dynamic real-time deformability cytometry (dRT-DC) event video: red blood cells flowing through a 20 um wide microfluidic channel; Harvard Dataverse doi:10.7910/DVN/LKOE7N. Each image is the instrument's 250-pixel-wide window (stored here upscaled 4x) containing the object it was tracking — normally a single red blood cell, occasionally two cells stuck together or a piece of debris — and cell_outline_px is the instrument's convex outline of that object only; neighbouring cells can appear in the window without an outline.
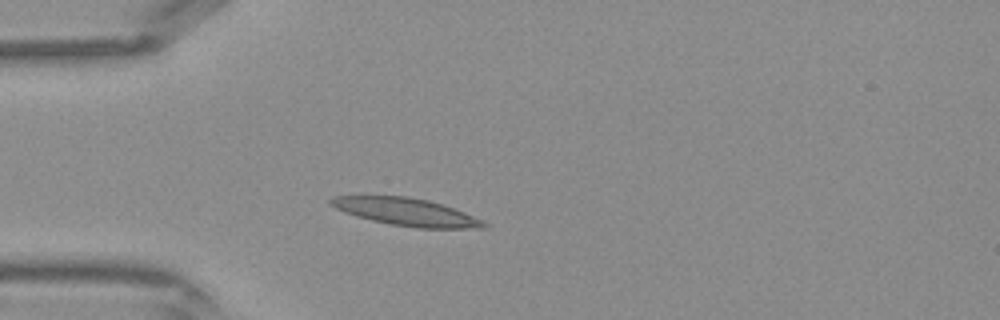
{"species": "Egyptian fruit bat (a non-hibernating species)", "species_latin": "Rousettus aegyptiacus", "temperature_condition": "warm", "stored_images_in_passage": 39, "camera_frame_rate_fps": 3000, "um_per_image_px": 0.085, "frame": {"image": 1, "passage_image": 8, "time_ms": 2.333, "image_size_px": [1000, 320], "cell_outline_px": [[488, 228], [416, 228], [388, 224], [356, 216], [344, 212], [328, 204], [328, 200], [332, 196], [408, 196], [428, 200], [444, 204], [484, 220], [488, 224]], "centroid_in_image_um": [34.55, 18.01], "position_along_channel_um": 50.5, "area_um2": 24.8}}
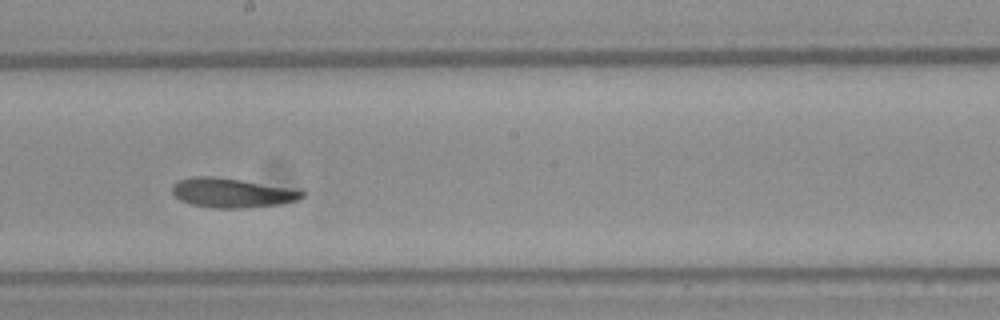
{"frame": {"image": 2, "passage_image": 20, "time_ms": 6.333, "image_size_px": [1000, 320], "cell_outline_px": [[308, 192], [304, 196], [296, 200], [280, 204], [244, 208], [212, 208], [192, 204], [180, 200], [172, 192], [172, 184], [176, 180], [192, 176], [212, 176], [296, 188]], "centroid_in_image_um": [19.73, 16.38], "position_along_channel_um": 228.5, "area_um2": 22.48}}
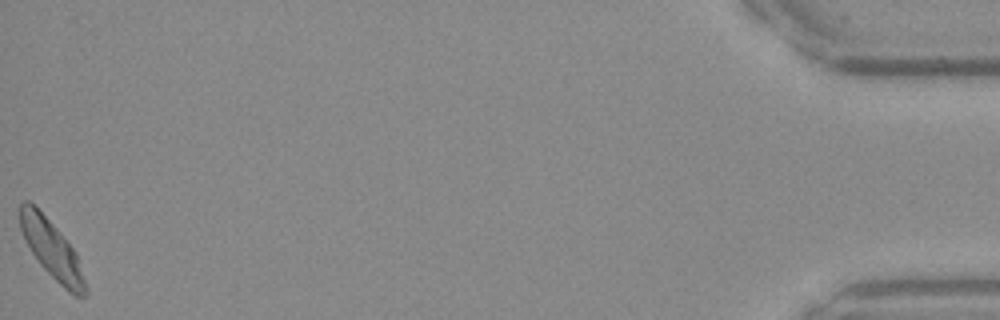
{"frame": {"image": 3, "passage_image": 39, "time_ms": 12.667, "image_size_px": [1000, 320], "cell_outline_px": [[88, 292], [84, 296], [76, 296], [68, 292], [40, 264], [32, 252], [20, 228], [20, 204], [24, 200], [28, 200], [60, 232], [76, 252], [88, 288]], "centroid_in_image_um": [4.44, 21.25], "position_along_channel_um": 430.8, "area_um2": 21.62}}